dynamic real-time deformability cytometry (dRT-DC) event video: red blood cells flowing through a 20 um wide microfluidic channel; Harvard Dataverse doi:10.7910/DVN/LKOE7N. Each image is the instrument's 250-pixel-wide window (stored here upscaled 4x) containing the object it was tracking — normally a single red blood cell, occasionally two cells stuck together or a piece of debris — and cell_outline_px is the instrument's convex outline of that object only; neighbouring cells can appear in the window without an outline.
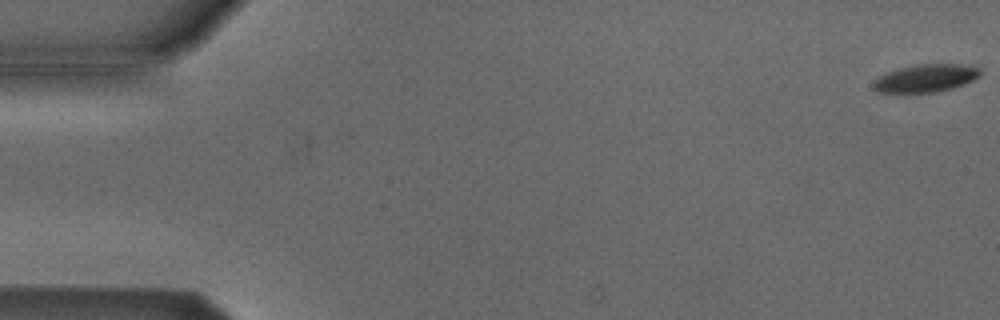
{"species": "Egyptian fruit bat (a non-hibernating species)", "species_latin": "Rousettus aegyptiacus", "temperature_condition": "cold", "stored_images_in_passage": 54, "camera_frame_rate_fps": 3000, "um_per_image_px": 0.085, "animal": {"sex": "male"}, "frame": {"image": 1, "passage_image": 1, "time_ms": 0.0, "image_size_px": [1000, 320], "cell_outline_px": [[980, 76], [964, 84], [952, 88], [932, 92], [880, 92], [872, 84], [884, 72], [916, 64], [972, 64], [980, 68]], "centroid_in_image_um": [78.74, 6.62], "position_along_channel_um": 6.3, "area_um2": 17.17}}
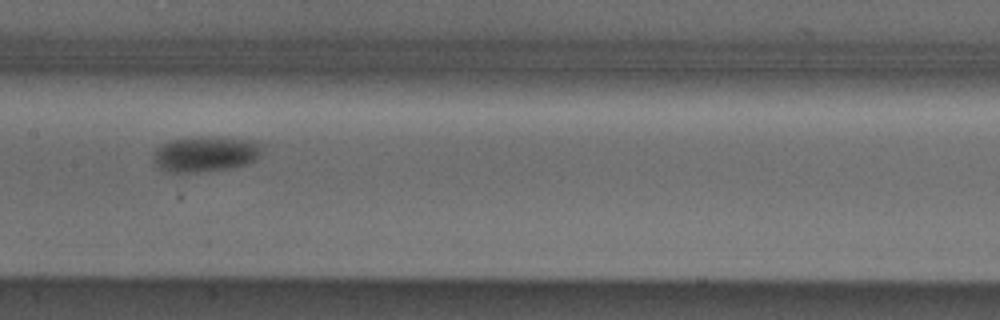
{"frame": {"image": 2, "passage_image": 27, "time_ms": 8.667, "image_size_px": [1000, 320], "cell_outline_px": [[260, 156], [256, 160], [248, 164], [228, 168], [196, 172], [172, 172], [160, 168], [156, 164], [156, 148], [168, 140], [208, 136], [256, 140], [260, 144]], "centroid_in_image_um": [17.51, 13.07], "position_along_channel_um": 189.9, "area_um2": 22.25}}
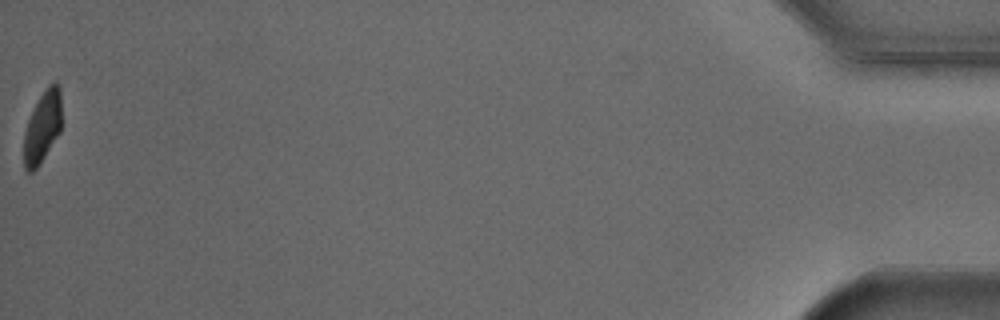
{"frame": {"image": 3, "passage_image": 54, "time_ms": 17.667, "image_size_px": [1000, 320], "cell_outline_px": [[60, 132], [36, 168], [32, 172], [28, 172], [24, 168], [24, 132], [32, 108], [48, 84], [56, 80], [60, 84]], "centroid_in_image_um": [3.6, 10.74], "position_along_channel_um": 431.6, "area_um2": 15.66}, "authors_computed_cell_mechanics": {"area_um2": 20.23, "velocity_mm_per_s": 3.8546, "shape_relaxation_time_tau1_ms": 3.1599, "shape_relaxation_time_tau2_ms": null, "deformation_change_tau1": 0.0767, "deformation_change_tau2": null}}